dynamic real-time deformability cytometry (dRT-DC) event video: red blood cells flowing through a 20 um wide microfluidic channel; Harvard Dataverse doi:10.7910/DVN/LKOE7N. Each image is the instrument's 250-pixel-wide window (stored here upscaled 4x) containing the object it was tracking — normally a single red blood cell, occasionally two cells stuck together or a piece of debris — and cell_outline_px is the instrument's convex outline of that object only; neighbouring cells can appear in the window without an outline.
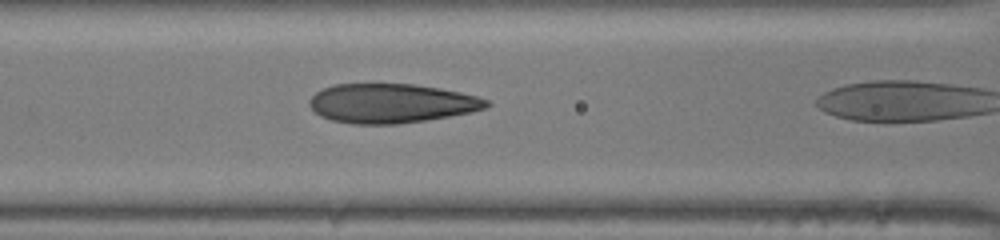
{"species": "human", "species_latin": "Homo sapiens", "temperature_condition": "room temperature", "stored_images_in_passage": 21, "camera_frame_rate_fps": 3000, "um_per_image_px": 0.085, "donor": {"sex": "male"}, "frame": {"image": 1, "passage_image": 20, "time_ms": 6.333, "image_size_px": [1000, 240], "cell_outline_px": [[492, 104], [488, 108], [472, 112], [424, 120], [396, 124], [352, 124], [332, 120], [320, 116], [308, 104], [308, 100], [316, 92], [332, 84], [412, 84], [440, 88], [460, 92], [476, 96], [488, 100]], "centroid_in_image_um": [33.27, 8.78], "position_along_channel_um": 133.3, "area_um2": 40.52}}